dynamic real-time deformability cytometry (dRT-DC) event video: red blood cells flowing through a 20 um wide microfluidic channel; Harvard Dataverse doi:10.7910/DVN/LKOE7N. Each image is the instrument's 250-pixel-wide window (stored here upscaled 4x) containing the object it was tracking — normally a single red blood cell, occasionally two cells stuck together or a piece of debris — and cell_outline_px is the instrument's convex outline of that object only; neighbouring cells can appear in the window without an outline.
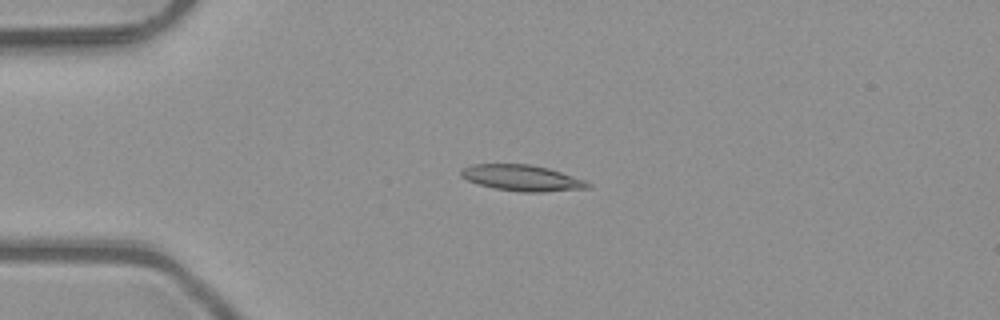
{"species": "common noctule bat (a hibernating species)", "species_latin": "Nyctalus noctula", "temperature_condition": "room temperature", "stored_images_in_passage": 4, "camera_frame_rate_fps": 3000, "um_per_image_px": 0.085, "animal": {"sex": "male", "body_mass_g": 23.1, "forearm_length_mm": 52.7}, "frame": {"image": 1, "passage_image": 3, "time_ms": 0.667, "image_size_px": [1000, 320], "cell_outline_px": [[592, 188], [544, 192], [520, 192], [496, 188], [480, 184], [468, 180], [460, 176], [460, 172], [464, 168], [472, 164], [528, 164], [548, 168], [584, 180], [592, 184]], "centroid_in_image_um": [44.4, 15.13], "position_along_channel_um": 40.6, "area_um2": 19.07}}